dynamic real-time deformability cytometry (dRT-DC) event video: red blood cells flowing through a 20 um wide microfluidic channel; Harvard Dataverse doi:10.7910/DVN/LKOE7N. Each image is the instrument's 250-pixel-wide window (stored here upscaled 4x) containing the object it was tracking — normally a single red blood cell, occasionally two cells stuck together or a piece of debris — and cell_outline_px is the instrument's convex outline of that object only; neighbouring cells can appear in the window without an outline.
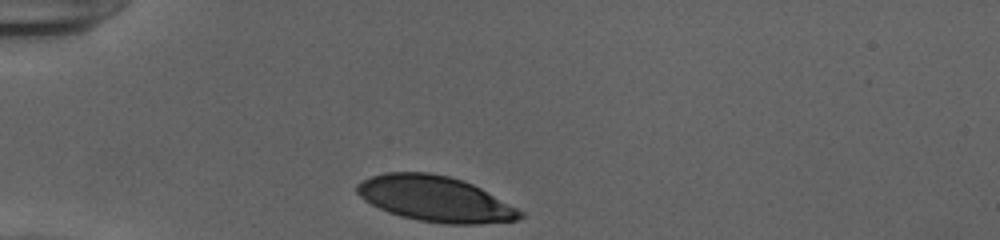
{"species": "human", "species_latin": "Homo sapiens", "temperature_condition": "cold", "stored_images_in_passage": 30, "camera_frame_rate_fps": 3000, "um_per_image_px": 0.085, "donor": {"sex": "female"}, "frame": {"image": 1, "passage_image": 1, "time_ms": 0.0, "image_size_px": [1000, 240], "cell_outline_px": [[524, 216], [516, 220], [480, 224], [444, 224], [420, 220], [388, 212], [364, 200], [356, 192], [356, 184], [372, 176], [384, 172], [428, 172], [448, 176], [472, 184], [480, 188], [524, 212]], "centroid_in_image_um": [36.98, 16.9], "position_along_channel_um": 48.0, "area_um2": 42.83}}
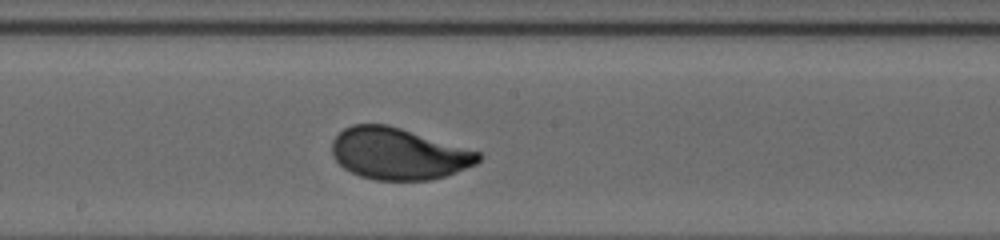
{"frame": {"image": 2, "passage_image": 16, "time_ms": 5.0, "image_size_px": [1000, 240], "cell_outline_px": [[484, 156], [476, 164], [456, 172], [444, 176], [428, 180], [376, 180], [360, 176], [344, 168], [332, 156], [332, 140], [344, 128], [352, 124], [388, 124], [480, 152]], "centroid_in_image_um": [33.86, 13.06], "position_along_channel_um": 214.3, "area_um2": 43.99}}
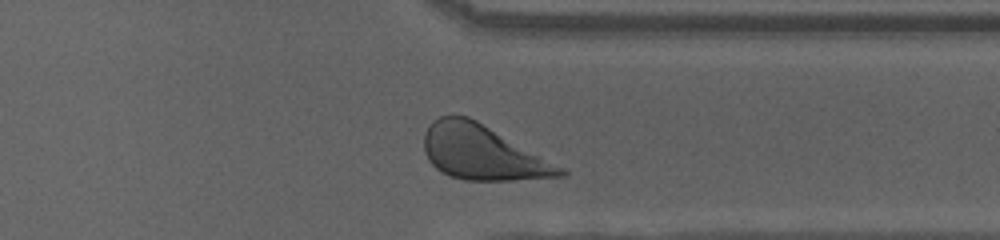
{"frame": {"image": 3, "passage_image": 28, "time_ms": 9.0, "image_size_px": [1000, 240], "cell_outline_px": [[568, 172], [564, 176], [512, 180], [464, 180], [448, 176], [440, 172], [428, 160], [424, 148], [424, 136], [432, 120], [440, 116], [468, 116], [476, 120], [564, 168]], "centroid_in_image_um": [40.98, 12.98], "position_along_channel_um": 370.4, "area_um2": 42.83}, "authors_computed_cell_mechanics": {"area_um2": 44.0436, "velocity_mm_per_s": 3.8965, "shape_relaxation_time_tau1_ms": 2.4187, "shape_relaxation_time_tau2_ms": null, "deformation_change_tau1": 0.1632, "deformation_change_tau2": null}}